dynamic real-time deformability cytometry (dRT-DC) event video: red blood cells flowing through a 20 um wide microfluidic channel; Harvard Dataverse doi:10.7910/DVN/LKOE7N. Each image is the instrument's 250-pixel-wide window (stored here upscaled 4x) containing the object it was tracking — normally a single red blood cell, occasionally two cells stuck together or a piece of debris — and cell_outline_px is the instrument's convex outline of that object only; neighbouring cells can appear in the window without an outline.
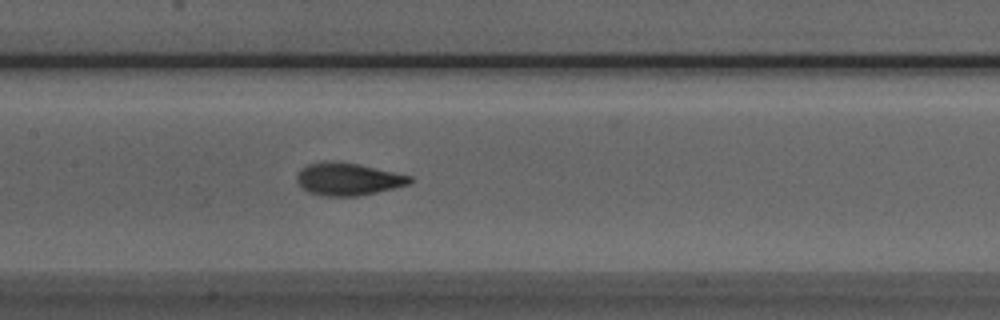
{"species": "Egyptian fruit bat (a non-hibernating species)", "species_latin": "Rousettus aegyptiacus", "temperature_condition": "room temperature", "stored_images_in_passage": 40, "camera_frame_rate_fps": 3000, "um_per_image_px": 0.085, "animal": {"sex": "male"}, "frame": {"image": 1, "passage_image": 14, "time_ms": 4.333, "image_size_px": [1000, 320], "cell_outline_px": [[416, 180], [412, 184], [360, 196], [320, 196], [308, 192], [296, 180], [296, 176], [308, 164], [320, 160], [332, 160], [356, 164], [412, 176]], "centroid_in_image_um": [29.62, 15.23], "position_along_channel_um": 177.8, "area_um2": 21.56}}
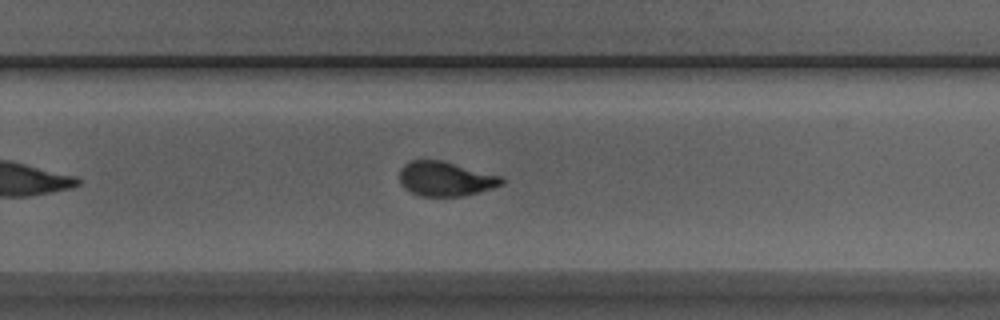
{"frame": {"image": 2, "passage_image": 23, "time_ms": 7.333, "image_size_px": [1000, 320], "cell_outline_px": [[504, 184], [492, 188], [464, 196], [420, 196], [408, 192], [400, 184], [400, 168], [408, 160], [440, 160], [504, 176]], "centroid_in_image_um": [37.86, 15.2], "position_along_channel_um": 291.9, "area_um2": 20.81}}
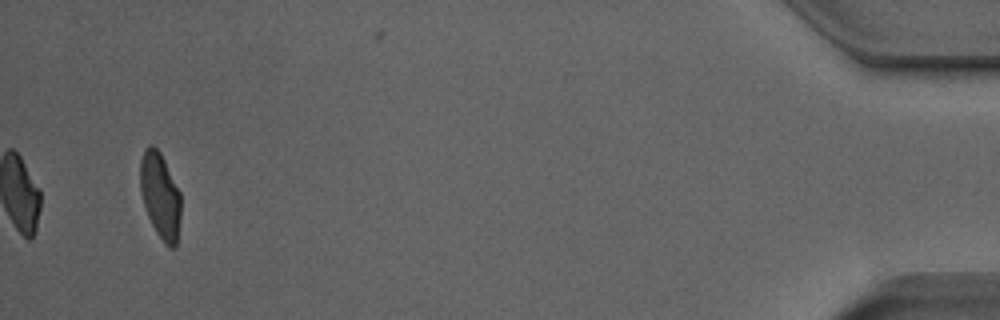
{"frame": {"image": 3, "passage_image": 40, "time_ms": 13.0, "image_size_px": [1000, 320], "cell_outline_px": [[180, 216], [176, 248], [168, 248], [164, 244], [156, 232], [148, 216], [140, 192], [140, 160], [144, 148], [148, 144], [152, 144], [160, 152], [180, 192]], "centroid_in_image_um": [13.61, 16.63], "position_along_channel_um": 421.6, "area_um2": 20.4}, "authors_computed_cell_mechanics": {"area_um2": 21.1837, "velocity_mm_per_s": 3.8214, "shape_relaxation_time_tau1_ms": 4.3484, "shape_relaxation_time_tau2_ms": 1.0445, "deformation_change_tau1": 0.1796, "deformation_change_tau2": 0.0666}}